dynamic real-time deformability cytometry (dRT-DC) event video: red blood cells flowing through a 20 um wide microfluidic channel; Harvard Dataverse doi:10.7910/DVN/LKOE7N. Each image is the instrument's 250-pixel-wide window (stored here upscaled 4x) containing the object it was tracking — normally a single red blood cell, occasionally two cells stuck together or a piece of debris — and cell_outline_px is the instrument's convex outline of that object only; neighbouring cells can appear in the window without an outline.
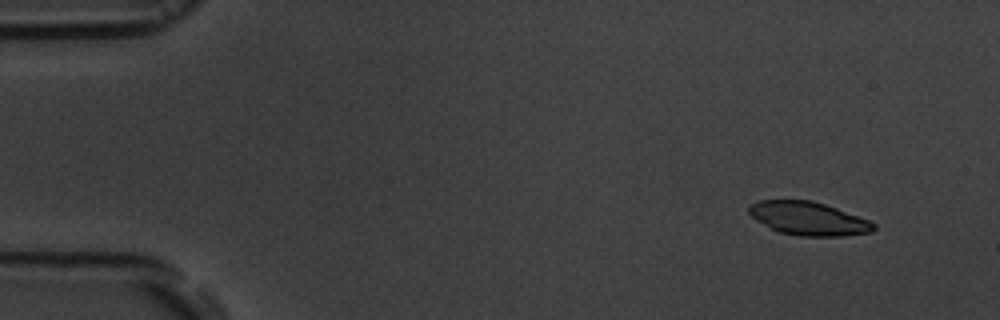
{"species": "common noctule bat (a hibernating species)", "species_latin": "Nyctalus noctula", "temperature_condition": "room temperature", "stored_images_in_passage": 4, "camera_frame_rate_fps": 3000, "um_per_image_px": 0.085, "animal": {"sex": "male", "body_mass_g": 19.5, "forearm_length_mm": 54.6}, "frame": {"image": 1, "passage_image": 1, "time_ms": 0.0, "image_size_px": [1000, 320], "cell_outline_px": [[876, 228], [872, 232], [844, 236], [800, 236], [780, 232], [756, 220], [748, 212], [748, 204], [760, 200], [812, 200], [836, 208], [868, 220], [876, 224]], "centroid_in_image_um": [68.71, 18.57], "position_along_channel_um": 16.3, "area_um2": 24.16}}
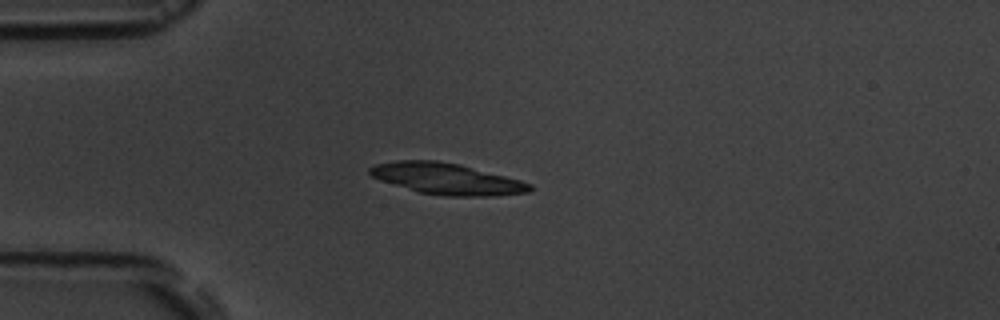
{"frame": {"image": 2, "passage_image": 4, "time_ms": 3.333, "image_size_px": [1000, 320], "cell_outline_px": [[532, 188], [528, 192], [496, 196], [444, 196], [416, 192], [380, 180], [372, 176], [368, 172], [368, 168], [376, 164], [396, 160], [436, 160], [460, 164], [520, 180], [532, 184]], "centroid_in_image_um": [37.95, 15.2], "position_along_channel_um": 47.1, "area_um2": 29.25}}